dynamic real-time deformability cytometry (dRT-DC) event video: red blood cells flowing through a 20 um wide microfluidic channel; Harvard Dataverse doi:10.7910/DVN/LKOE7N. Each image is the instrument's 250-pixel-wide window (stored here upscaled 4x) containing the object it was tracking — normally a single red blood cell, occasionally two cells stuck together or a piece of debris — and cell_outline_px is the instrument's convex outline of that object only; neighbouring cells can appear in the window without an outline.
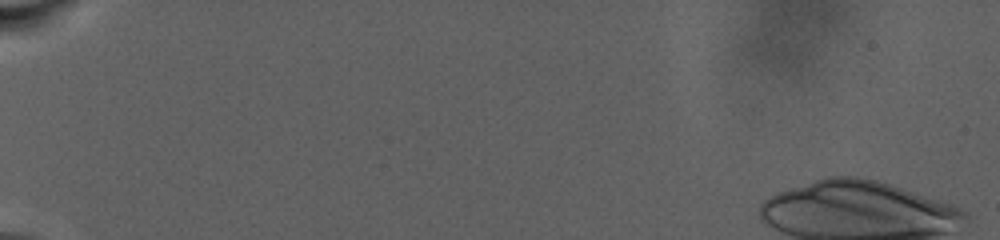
{"species": "human", "species_latin": "Homo sapiens", "temperature_condition": "warm", "stored_images_in_passage": 2, "camera_frame_rate_fps": 3000, "um_per_image_px": 0.085, "donor": {"sex": "male"}, "frame": {"image": 1, "passage_image": 1, "time_ms": 0.0, "image_size_px": [1000, 240], "cell_outline_px": [[940, 212], [764, 212], [764, 208], [772, 200], [780, 196], [828, 180], [852, 180], [872, 184], [884, 188], [904, 196], [932, 208]], "centroid_in_image_um": [71.83, 16.95], "position_along_channel_um": 13.2, "area_um2": 26.76}}